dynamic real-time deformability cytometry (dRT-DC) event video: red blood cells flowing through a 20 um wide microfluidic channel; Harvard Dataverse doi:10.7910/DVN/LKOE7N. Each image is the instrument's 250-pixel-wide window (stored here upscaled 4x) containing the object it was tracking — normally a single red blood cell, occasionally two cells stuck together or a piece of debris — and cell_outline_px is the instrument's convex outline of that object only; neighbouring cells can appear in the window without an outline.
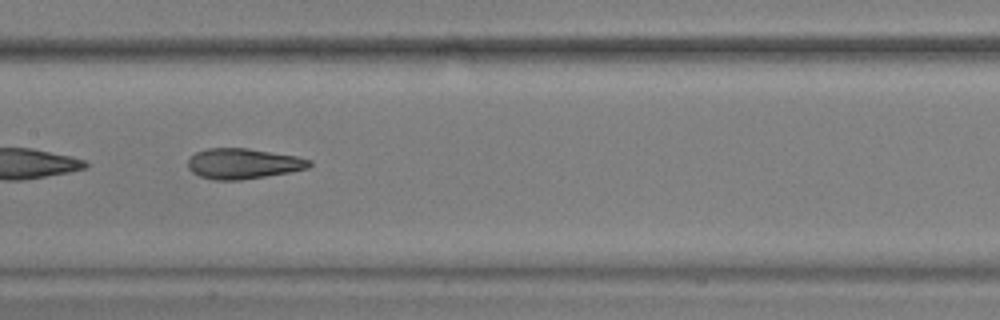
{"species": "common noctule bat (a hibernating species)", "species_latin": "Nyctalus noctula", "temperature_condition": "warm", "stored_images_in_passage": 28, "camera_frame_rate_fps": 3000, "um_per_image_px": 0.085, "animal": {"sex": "male", "body_mass_g": 17.9, "forearm_length_mm": 54.2}, "frame": {"image": 1, "passage_image": 28, "time_ms": 9.0, "image_size_px": [1000, 320], "cell_outline_px": [[312, 164], [308, 168], [288, 172], [240, 180], [212, 180], [200, 176], [192, 172], [188, 168], [188, 160], [196, 152], [208, 148], [248, 148], [296, 156], [312, 160]], "centroid_in_image_um": [20.66, 13.9], "position_along_channel_um": 186.7, "area_um2": 21.44}}